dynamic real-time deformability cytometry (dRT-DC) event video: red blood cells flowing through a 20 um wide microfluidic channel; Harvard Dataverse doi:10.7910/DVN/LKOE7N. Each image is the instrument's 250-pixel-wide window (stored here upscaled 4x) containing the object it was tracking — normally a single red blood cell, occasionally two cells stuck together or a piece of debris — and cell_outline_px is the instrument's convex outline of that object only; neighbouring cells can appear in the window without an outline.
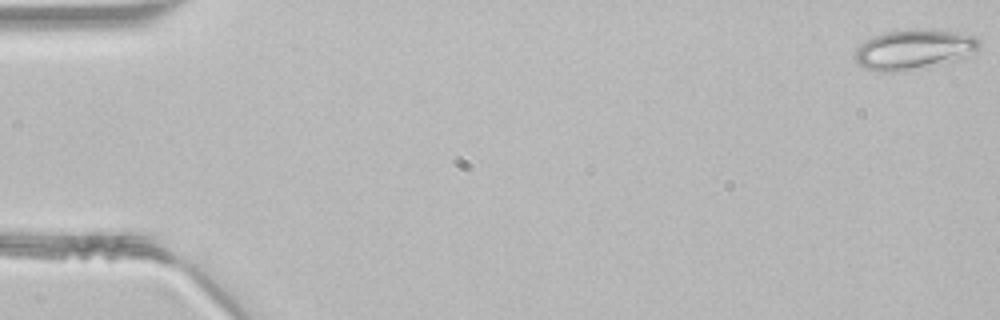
{"species": "common noctule bat (a hibernating species)", "species_latin": "Nyctalus noctula", "temperature_condition": "room temperature", "stored_images_in_passage": 47, "camera_frame_rate_fps": 3000, "um_per_image_px": 0.085, "animal": {"sex": "male", "body_mass_g": 21.5, "forearm_length_mm": 52.0}, "frame": {"image": 1, "passage_image": 1, "time_ms": 0.0, "image_size_px": [1000, 320], "cell_outline_px": [[980, 44], [972, 56], [956, 60], [896, 72], [876, 72], [860, 64], [856, 60], [856, 48], [864, 40], [872, 36], [884, 32], [912, 28], [932, 28], [956, 32], [976, 36], [980, 40]], "centroid_in_image_um": [77.71, 4.16], "position_along_channel_um": 7.3, "area_um2": 29.25}}
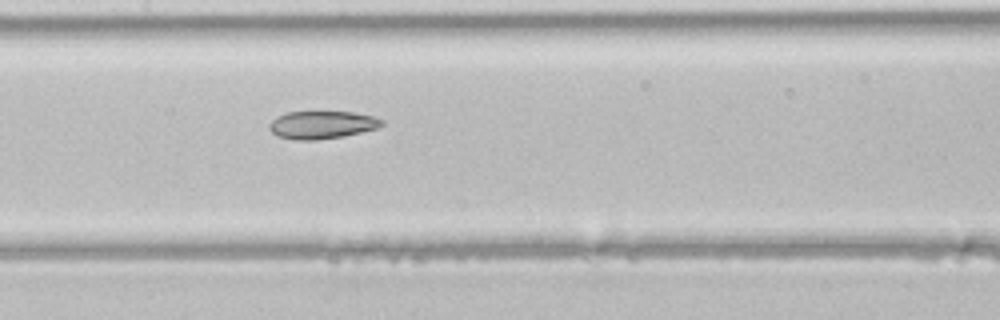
{"frame": {"image": 2, "passage_image": 23, "time_ms": 7.333, "image_size_px": [1000, 320], "cell_outline_px": [[384, 124], [376, 128], [344, 136], [316, 140], [296, 140], [280, 136], [272, 132], [268, 128], [268, 124], [276, 116], [288, 112], [356, 112], [372, 116], [384, 120]], "centroid_in_image_um": [27.36, 10.6], "position_along_channel_um": 180.0, "area_um2": 18.15}}
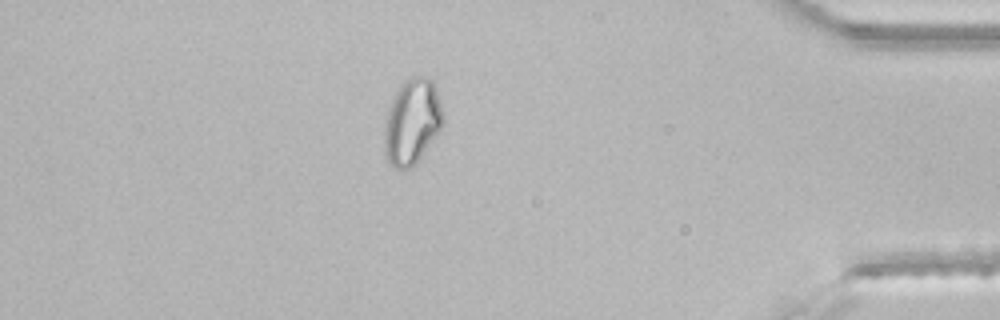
{"frame": {"image": 3, "passage_image": 41, "time_ms": 13.333, "image_size_px": [1000, 320], "cell_outline_px": [[444, 124], [420, 156], [404, 172], [392, 168], [388, 164], [384, 152], [384, 124], [388, 108], [396, 92], [404, 80], [412, 76], [428, 76], [432, 80], [436, 88], [440, 100], [444, 116]], "centroid_in_image_um": [35.0, 10.34], "position_along_channel_um": 400.2, "area_um2": 29.42}}